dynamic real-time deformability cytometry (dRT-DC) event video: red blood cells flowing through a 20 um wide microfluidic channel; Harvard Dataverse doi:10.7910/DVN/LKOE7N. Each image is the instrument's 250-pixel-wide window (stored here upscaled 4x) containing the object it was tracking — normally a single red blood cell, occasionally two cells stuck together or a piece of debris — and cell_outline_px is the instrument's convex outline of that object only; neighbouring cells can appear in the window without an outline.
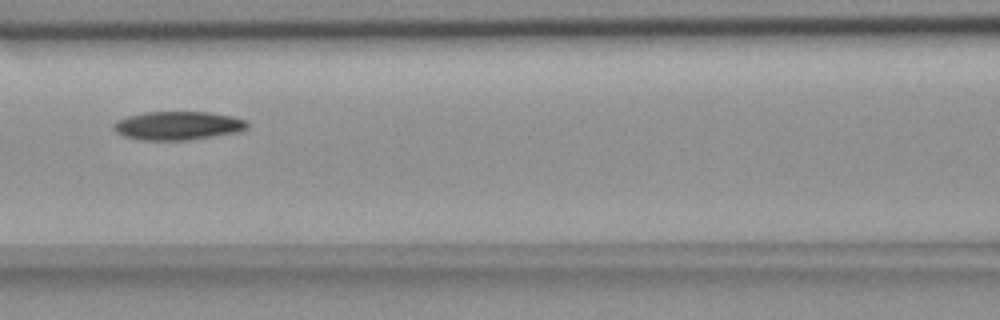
{"species": "common noctule bat (a hibernating species)", "species_latin": "Nyctalus noctula", "temperature_condition": "room temperature", "stored_images_in_passage": 15, "camera_frame_rate_fps": 3000, "um_per_image_px": 0.085, "animal": {"sex": "female", "body_mass_g": 18.4}, "frame": {"image": 1, "passage_image": 6, "time_ms": 1.667, "image_size_px": [1000, 320], "cell_outline_px": [[248, 128], [240, 132], [188, 140], [140, 140], [124, 136], [116, 132], [112, 128], [112, 124], [116, 120], [128, 116], [144, 112], [208, 112], [232, 116], [244, 120], [248, 124]], "centroid_in_image_um": [15.1, 10.68], "position_along_channel_um": 151.5, "area_um2": 22.37}}
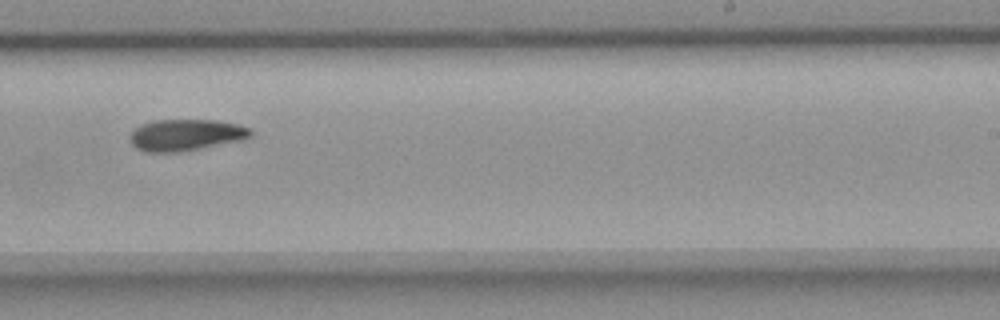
{"frame": {"image": 2, "passage_image": 9, "time_ms": 2.667, "image_size_px": [1000, 320], "cell_outline_px": [[252, 136], [244, 140], [184, 152], [144, 152], [136, 148], [128, 140], [128, 136], [132, 128], [140, 124], [152, 120], [216, 120], [236, 124], [248, 128], [252, 132]], "centroid_in_image_um": [15.74, 11.48], "position_along_channel_um": 273.3, "area_um2": 22.72}}
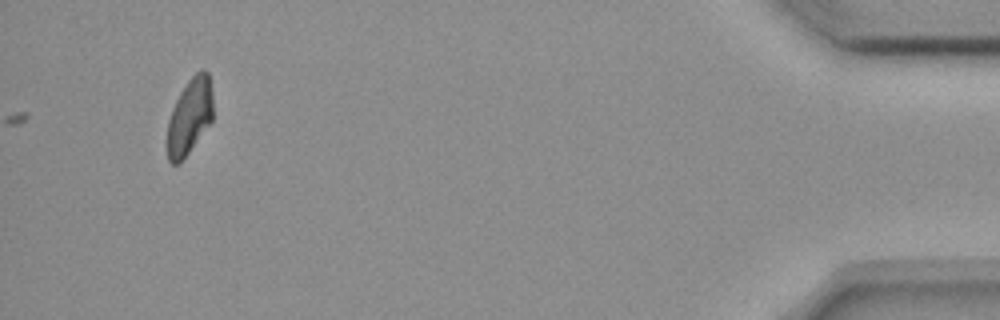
{"frame": {"image": 3, "passage_image": 14, "time_ms": 4.333, "image_size_px": [1000, 320], "cell_outline_px": [[212, 120], [188, 152], [176, 164], [172, 164], [168, 160], [168, 120], [172, 108], [180, 92], [188, 80], [200, 68], [208, 72], [212, 92]], "centroid_in_image_um": [16.12, 9.83], "position_along_channel_um": 419.1, "area_um2": 19.83}}